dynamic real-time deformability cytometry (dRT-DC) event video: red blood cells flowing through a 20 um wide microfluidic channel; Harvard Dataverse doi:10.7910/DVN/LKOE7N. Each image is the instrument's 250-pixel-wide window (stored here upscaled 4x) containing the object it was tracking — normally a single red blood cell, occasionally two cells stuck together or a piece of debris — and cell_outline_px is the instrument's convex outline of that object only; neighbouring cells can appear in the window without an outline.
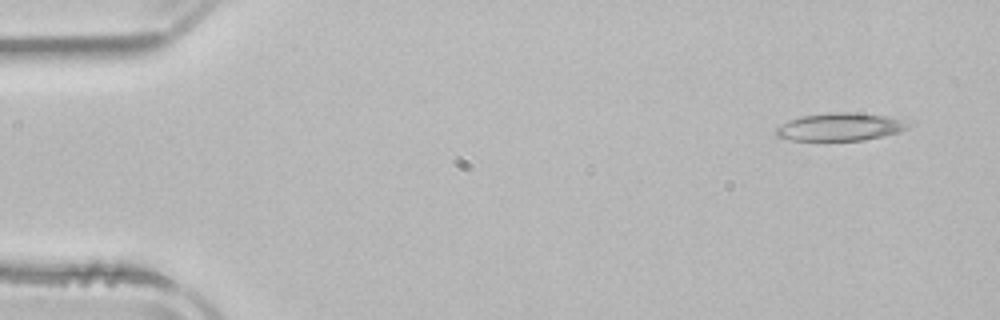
{"species": "common noctule bat (a hibernating species)", "species_latin": "Nyctalus noctula", "temperature_condition": "room temperature", "stored_images_in_passage": 4, "camera_frame_rate_fps": 3000, "um_per_image_px": 0.085, "animal": {"sex": "male", "body_mass_g": 21.5, "forearm_length_mm": 52.0}, "frame": {"image": 1, "passage_image": 1, "time_ms": 0.0, "image_size_px": [1000, 320], "cell_outline_px": [[908, 128], [896, 132], [864, 140], [788, 140], [776, 136], [776, 128], [780, 124], [788, 120], [800, 116], [828, 112], [852, 112], [884, 116], [900, 120]], "centroid_in_image_um": [71.26, 10.78], "position_along_channel_um": 13.7, "area_um2": 20.98}}